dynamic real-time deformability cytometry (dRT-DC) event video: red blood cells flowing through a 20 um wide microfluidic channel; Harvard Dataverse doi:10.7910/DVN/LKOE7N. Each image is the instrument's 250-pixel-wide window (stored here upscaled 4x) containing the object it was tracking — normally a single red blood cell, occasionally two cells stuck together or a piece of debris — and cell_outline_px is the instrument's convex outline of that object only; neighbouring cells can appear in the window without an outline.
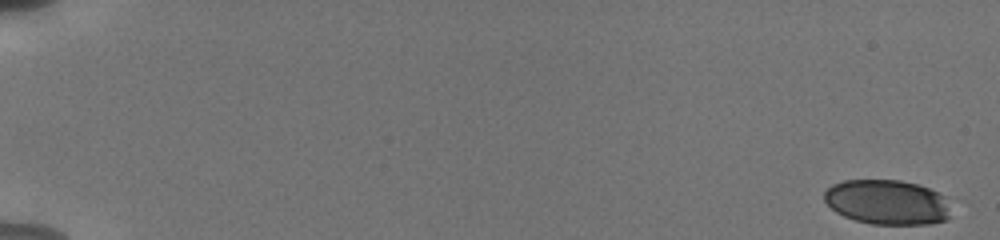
{"species": "human", "species_latin": "Homo sapiens", "temperature_condition": "cold", "stored_images_in_passage": 56, "camera_frame_rate_fps": 3000, "um_per_image_px": 0.085, "donor": {"sex": "male"}, "frame": {"image": 1, "passage_image": 1, "time_ms": 0.0, "image_size_px": [1000, 240], "cell_outline_px": [[948, 220], [928, 224], [872, 224], [856, 220], [844, 216], [836, 212], [824, 200], [824, 192], [832, 184], [844, 180], [900, 180], [916, 184], [928, 188], [944, 196], [948, 216]], "centroid_in_image_um": [75.36, 17.18], "position_along_channel_um": 9.6, "area_um2": 32.71}}
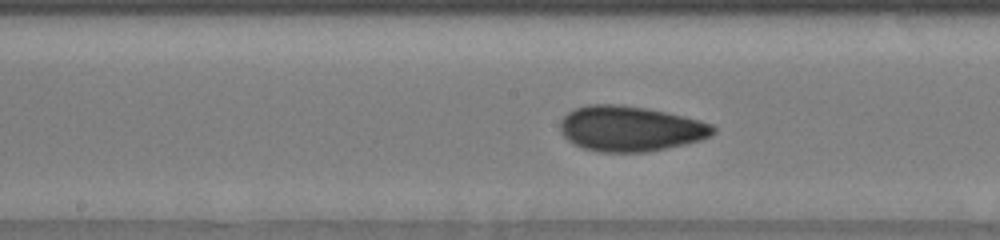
{"frame": {"image": 2, "passage_image": 31, "time_ms": 10.0, "image_size_px": [1000, 240], "cell_outline_px": [[716, 132], [712, 136], [700, 140], [684, 144], [648, 152], [600, 152], [584, 148], [568, 140], [560, 132], [560, 120], [568, 112], [576, 108], [588, 104], [620, 104], [648, 108], [684, 116], [700, 120], [712, 124], [716, 128]], "centroid_in_image_um": [53.59, 10.93], "position_along_channel_um": 194.6, "area_um2": 40.58}}
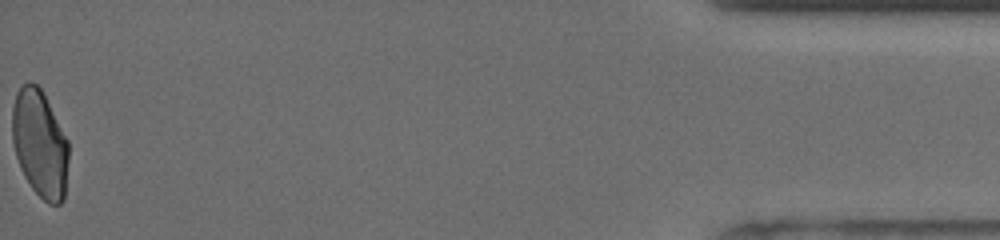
{"frame": {"image": 3, "passage_image": 56, "time_ms": 18.333, "image_size_px": [1000, 240], "cell_outline_px": [[68, 160], [64, 200], [60, 204], [48, 204], [32, 188], [24, 176], [20, 168], [16, 156], [12, 140], [12, 108], [16, 92], [28, 80], [36, 84], [40, 88], [68, 140]], "centroid_in_image_um": [3.38, 12.22], "position_along_channel_um": 431.8, "area_um2": 35.2}, "authors_computed_cell_mechanics": {"area_um2": 37.6278, "velocity_mm_per_s": 3.8158, "shape_relaxation_time_tau1_ms": null, "shape_relaxation_time_tau2_ms": 1.5188, "deformation_change_tau1": null, "deformation_change_tau2": 0.0566}}